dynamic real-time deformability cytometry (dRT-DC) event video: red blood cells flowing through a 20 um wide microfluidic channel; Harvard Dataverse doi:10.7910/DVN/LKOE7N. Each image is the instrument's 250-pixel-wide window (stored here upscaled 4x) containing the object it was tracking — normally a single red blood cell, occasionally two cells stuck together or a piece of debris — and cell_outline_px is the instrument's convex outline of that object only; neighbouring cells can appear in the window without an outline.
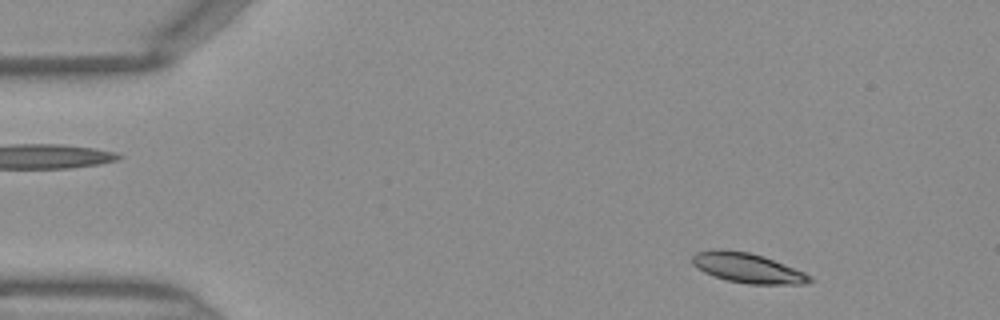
{"species": "Egyptian fruit bat (a non-hibernating species)", "species_latin": "Rousettus aegyptiacus", "temperature_condition": "warm", "stored_images_in_passage": 45, "camera_frame_rate_fps": 3000, "um_per_image_px": 0.085, "frame": {"image": 1, "passage_image": 4, "time_ms": 1.0, "image_size_px": [1000, 320], "cell_outline_px": [[816, 280], [804, 284], [748, 284], [728, 280], [704, 272], [692, 264], [692, 256], [696, 252], [720, 248], [724, 248], [748, 252], [764, 256], [804, 272], [812, 276]], "centroid_in_image_um": [63.56, 22.77], "position_along_channel_um": 21.4, "area_um2": 20.46}}
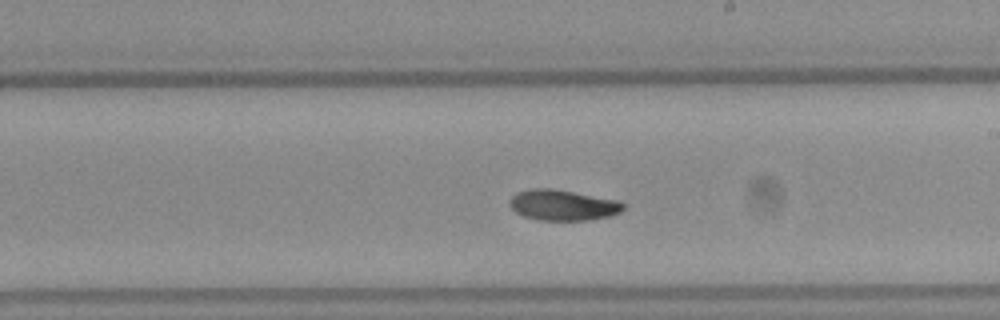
{"frame": {"image": 2, "passage_image": 25, "time_ms": 8.0, "image_size_px": [1000, 320], "cell_outline_px": [[628, 204], [620, 212], [612, 216], [588, 220], [540, 220], [524, 216], [516, 212], [512, 208], [508, 200], [516, 192], [532, 188], [552, 188], [620, 200]], "centroid_in_image_um": [47.89, 17.42], "position_along_channel_um": 241.1, "area_um2": 20.58}}
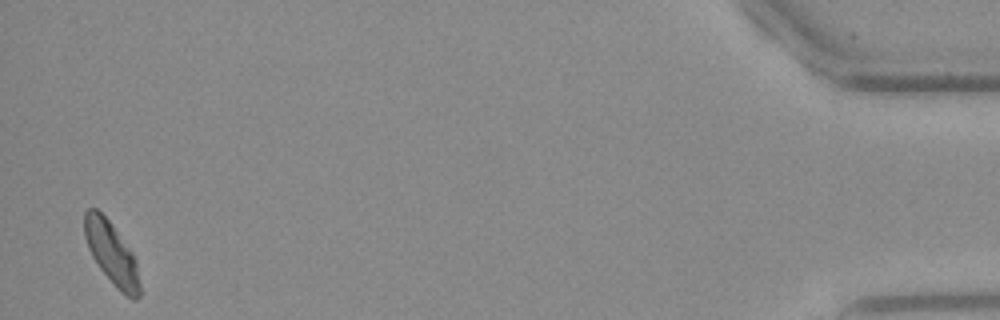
{"frame": {"image": 3, "passage_image": 44, "time_ms": 14.333, "image_size_px": [1000, 320], "cell_outline_px": [[140, 296], [136, 300], [132, 300], [120, 292], [116, 288], [100, 268], [92, 256], [88, 248], [84, 236], [84, 212], [88, 208], [96, 208], [112, 224], [132, 252], [136, 264], [140, 284]], "centroid_in_image_um": [9.48, 21.55], "position_along_channel_um": 425.7, "area_um2": 20.06}}